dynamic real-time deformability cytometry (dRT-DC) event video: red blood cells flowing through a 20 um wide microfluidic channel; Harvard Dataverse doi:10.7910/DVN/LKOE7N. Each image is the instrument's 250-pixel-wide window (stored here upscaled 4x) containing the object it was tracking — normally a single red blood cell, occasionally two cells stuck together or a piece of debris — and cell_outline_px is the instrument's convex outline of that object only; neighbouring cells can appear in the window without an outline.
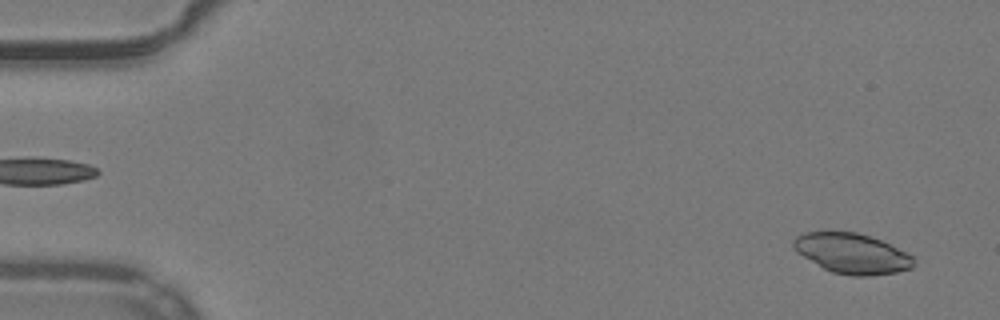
{"species": "common noctule bat (a hibernating species)", "species_latin": "Nyctalus noctula", "temperature_condition": "warm", "stored_images_in_passage": 52, "camera_frame_rate_fps": 3000, "um_per_image_px": 0.085, "animal": {"sex": "male", "body_mass_g": 19.2, "forearm_length_mm": 51.8}, "frame": {"image": 1, "passage_image": 3, "time_ms": 0.667, "image_size_px": [1000, 320], "cell_outline_px": [[916, 264], [912, 268], [896, 272], [872, 276], [852, 276], [832, 272], [824, 268], [796, 252], [792, 248], [792, 240], [796, 236], [804, 232], [856, 232], [880, 240], [912, 256], [916, 260]], "centroid_in_image_um": [72.4, 21.55], "position_along_channel_um": 12.6, "area_um2": 28.03}}